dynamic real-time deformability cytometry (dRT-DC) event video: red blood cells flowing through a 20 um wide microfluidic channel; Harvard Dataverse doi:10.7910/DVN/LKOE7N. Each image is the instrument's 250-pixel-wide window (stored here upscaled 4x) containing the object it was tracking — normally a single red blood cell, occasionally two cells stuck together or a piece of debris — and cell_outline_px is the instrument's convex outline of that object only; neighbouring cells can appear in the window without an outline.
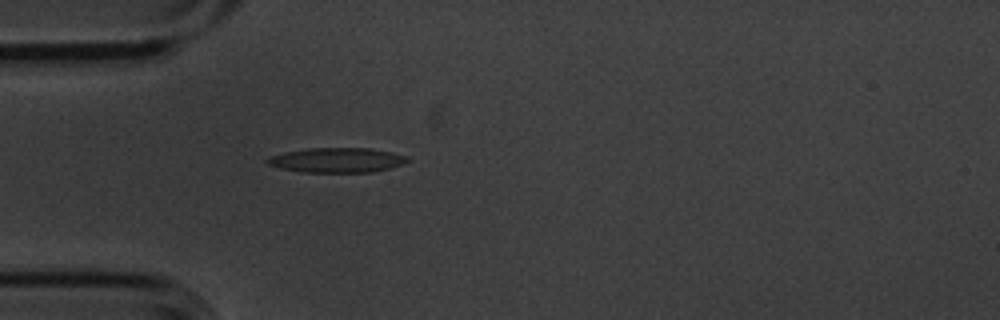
{"species": "common noctule bat (a hibernating species)", "species_latin": "Nyctalus noctula", "temperature_condition": "cold", "stored_images_in_passage": 3, "camera_frame_rate_fps": 3000, "um_per_image_px": 0.085, "animal": {"sex": "male", "body_mass_g": 20.1, "forearm_length_mm": 53.5}, "frame": {"image": 1, "passage_image": 3, "time_ms": 0.667, "image_size_px": [1000, 320], "cell_outline_px": [[412, 160], [404, 164], [372, 172], [304, 172], [280, 168], [268, 164], [264, 160], [272, 156], [284, 152], [308, 148], [368, 148], [392, 152], [408, 156]], "centroid_in_image_um": [28.68, 13.61], "position_along_channel_um": 56.3, "area_um2": 20.23}}